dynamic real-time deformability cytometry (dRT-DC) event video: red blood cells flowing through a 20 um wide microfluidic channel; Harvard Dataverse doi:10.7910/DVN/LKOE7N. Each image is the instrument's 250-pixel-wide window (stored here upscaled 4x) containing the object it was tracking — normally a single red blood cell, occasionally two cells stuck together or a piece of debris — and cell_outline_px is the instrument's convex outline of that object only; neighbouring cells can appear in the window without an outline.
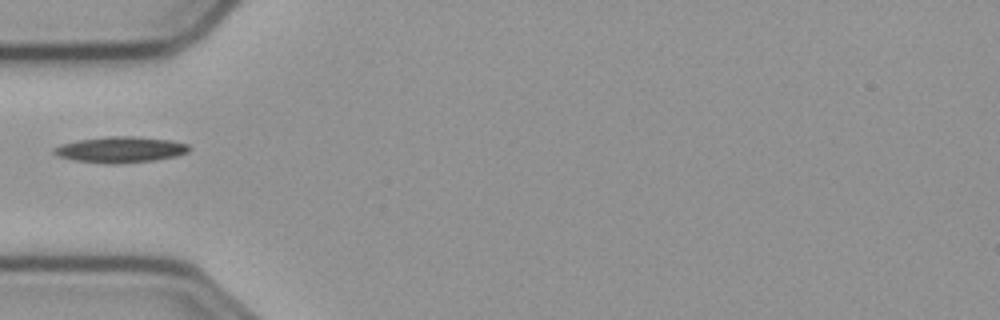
{"species": "common noctule bat (a hibernating species)", "species_latin": "Nyctalus noctula", "temperature_condition": "cold", "stored_images_in_passage": 5, "camera_frame_rate_fps": 3000, "um_per_image_px": 0.085, "animal": {"sex": "male", "body_mass_g": 23.1, "forearm_length_mm": 52.7}, "frame": {"image": 1, "passage_image": 1, "time_ms": 0.0, "image_size_px": [1000, 320], "cell_outline_px": [[192, 148], [188, 152], [176, 156], [152, 160], [116, 164], [112, 164], [72, 160], [56, 156], [52, 152], [52, 148], [60, 144], [76, 140], [104, 136], [140, 136], [172, 140], [188, 144]], "centroid_in_image_um": [10.21, 12.7], "position_along_channel_um": 74.8, "area_um2": 20.81}}